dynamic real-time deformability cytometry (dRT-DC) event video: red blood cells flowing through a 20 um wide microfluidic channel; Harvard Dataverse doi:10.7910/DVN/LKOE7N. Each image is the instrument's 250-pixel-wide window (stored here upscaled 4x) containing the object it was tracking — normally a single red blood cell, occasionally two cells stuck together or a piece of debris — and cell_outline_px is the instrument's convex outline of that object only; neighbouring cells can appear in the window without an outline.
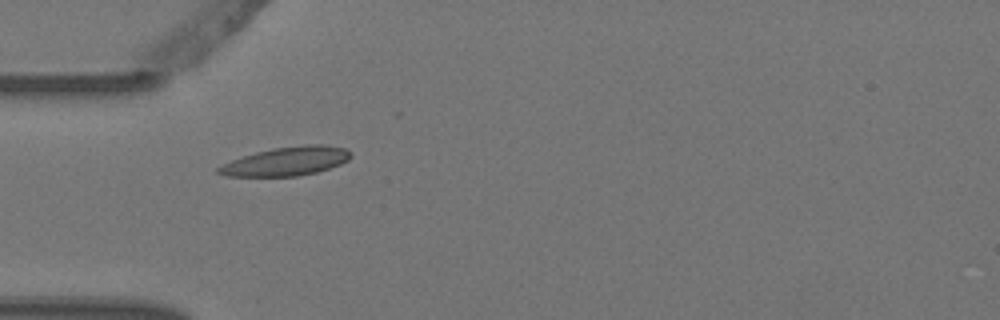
{"species": "Egyptian fruit bat (a non-hibernating species)", "species_latin": "Rousettus aegyptiacus", "temperature_condition": "warm", "stored_images_in_passage": 10, "camera_frame_rate_fps": 3000, "um_per_image_px": 0.085, "animal": {"sex": "female"}, "frame": {"image": 1, "passage_image": 5, "time_ms": 1.333, "image_size_px": [1000, 320], "cell_outline_px": [[352, 156], [348, 160], [340, 164], [316, 172], [296, 176], [224, 176], [216, 172], [216, 168], [232, 160], [256, 152], [272, 148], [304, 144], [324, 144], [344, 148], [352, 152]], "centroid_in_image_um": [24.36, 13.7], "position_along_channel_um": 60.6, "area_um2": 22.14}}
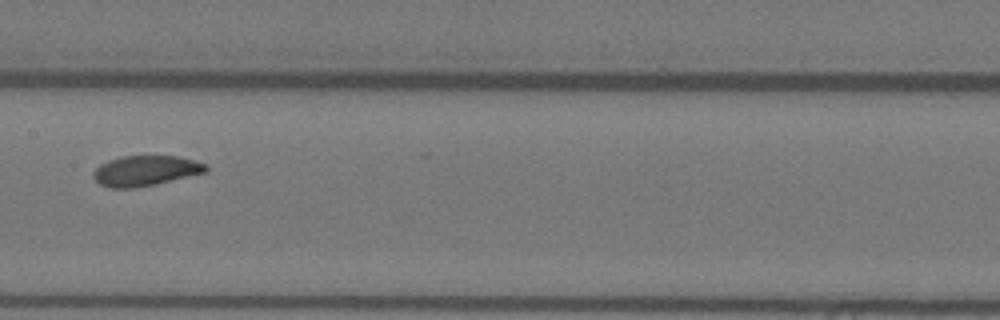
{"frame": {"image": 2, "passage_image": 8, "time_ms": 2.333, "image_size_px": [1000, 320], "cell_outline_px": [[208, 168], [204, 172], [156, 184], [136, 188], [108, 188], [100, 184], [92, 176], [92, 172], [100, 164], [108, 160], [124, 156], [180, 156], [208, 164]], "centroid_in_image_um": [12.34, 14.51], "position_along_channel_um": 195.1, "area_um2": 19.88}}
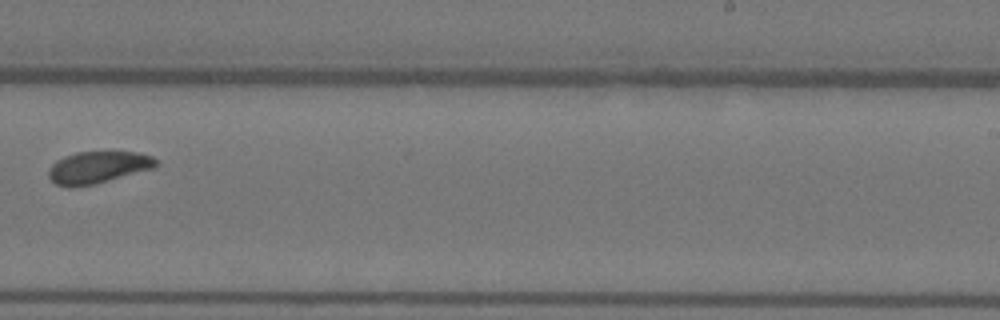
{"frame": {"image": 3, "passage_image": 10, "time_ms": 3.0, "image_size_px": [1000, 320], "cell_outline_px": [[156, 168], [96, 184], [72, 188], [68, 188], [56, 184], [48, 176], [48, 168], [56, 160], [64, 156], [76, 152], [136, 152], [152, 156], [156, 160]], "centroid_in_image_um": [8.3, 14.24], "position_along_channel_um": 280.7, "area_um2": 20.29}}